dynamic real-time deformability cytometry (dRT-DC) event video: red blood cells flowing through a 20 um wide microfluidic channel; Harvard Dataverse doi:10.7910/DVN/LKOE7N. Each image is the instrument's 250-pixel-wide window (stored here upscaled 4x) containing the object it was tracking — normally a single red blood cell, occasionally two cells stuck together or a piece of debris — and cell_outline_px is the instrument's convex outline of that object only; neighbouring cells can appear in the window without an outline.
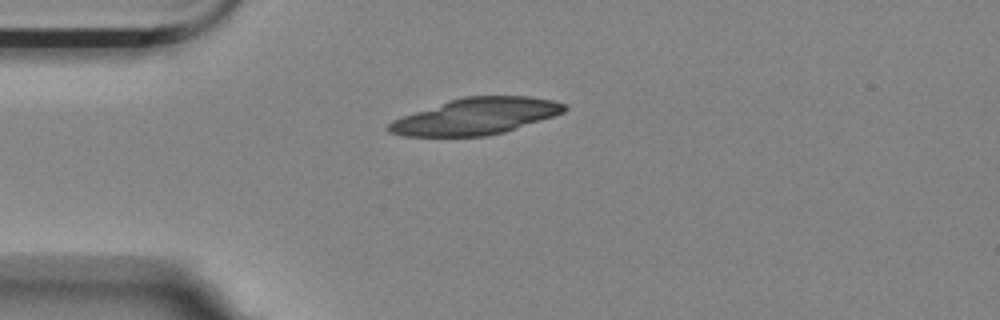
{"species": "Egyptian fruit bat (a non-hibernating species)", "species_latin": "Rousettus aegyptiacus", "temperature_condition": "room temperature", "stored_images_in_passage": 1, "camera_frame_rate_fps": 3000, "um_per_image_px": 0.085, "animal": {"sex": "female"}, "frame": {"image": 1, "passage_image": 1, "time_ms": 0.0, "image_size_px": [1000, 320], "cell_outline_px": [[568, 108], [564, 112], [504, 132], [488, 136], [404, 136], [388, 132], [388, 124], [392, 120], [448, 100], [464, 96], [528, 96], [556, 100], [564, 104]], "centroid_in_image_um": [40.45, 9.88], "position_along_channel_um": 44.5, "area_um2": 37.05}}